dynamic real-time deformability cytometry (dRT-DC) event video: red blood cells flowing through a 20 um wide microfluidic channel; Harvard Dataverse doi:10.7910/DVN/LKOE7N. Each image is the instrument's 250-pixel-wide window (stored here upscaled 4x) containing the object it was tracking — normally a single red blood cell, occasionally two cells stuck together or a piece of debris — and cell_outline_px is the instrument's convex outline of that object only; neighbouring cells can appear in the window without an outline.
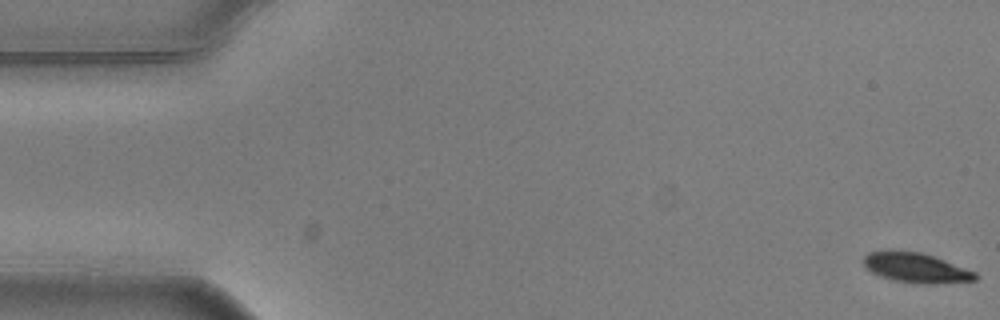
{"species": "common noctule bat (a hibernating species)", "species_latin": "Nyctalus noctula", "temperature_condition": "warm", "stored_images_in_passage": 4, "camera_frame_rate_fps": 3000, "um_per_image_px": 0.085, "animal": {"sex": "male", "body_mass_g": 20.5, "forearm_length_mm": 52.5}, "frame": {"image": 1, "passage_image": 1, "time_ms": 0.0, "image_size_px": [1000, 320], "cell_outline_px": [[976, 280], [936, 284], [912, 284], [892, 280], [880, 276], [872, 272], [864, 264], [864, 256], [868, 252], [920, 252], [944, 260], [976, 272]], "centroid_in_image_um": [77.88, 22.8], "position_along_channel_um": 7.1, "area_um2": 19.02}}
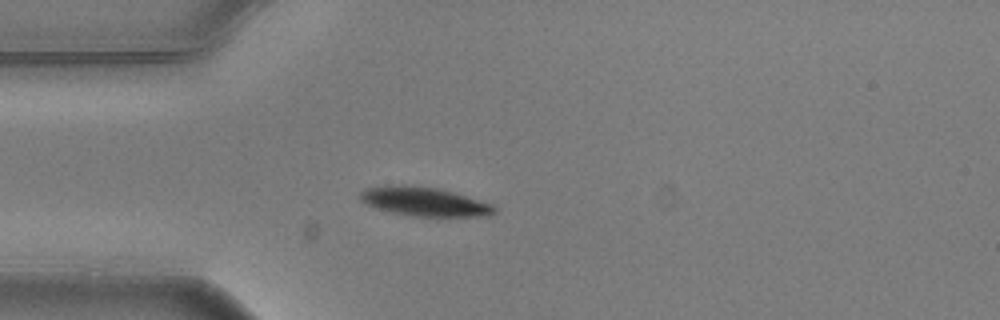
{"frame": {"image": 2, "passage_image": 4, "time_ms": 1.0, "image_size_px": [1000, 320], "cell_outline_px": [[496, 212], [488, 216], [412, 216], [392, 212], [376, 208], [360, 200], [360, 192], [368, 188], [384, 184], [404, 184], [436, 188], [452, 192], [492, 204], [496, 208]], "centroid_in_image_um": [36.04, 17.12], "position_along_channel_um": 49.0, "area_um2": 22.54}}